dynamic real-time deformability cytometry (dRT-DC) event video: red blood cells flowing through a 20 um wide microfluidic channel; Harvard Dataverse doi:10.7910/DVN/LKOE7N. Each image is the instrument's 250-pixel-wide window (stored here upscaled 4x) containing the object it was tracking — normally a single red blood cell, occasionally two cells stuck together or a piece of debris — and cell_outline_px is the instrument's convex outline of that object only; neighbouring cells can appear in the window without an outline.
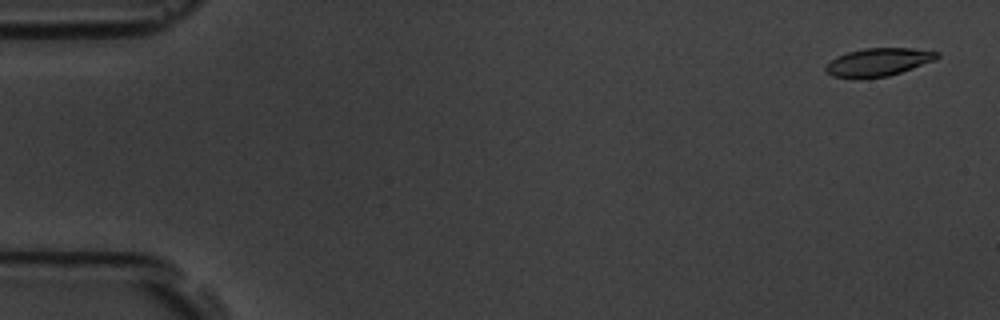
{"species": "common noctule bat (a hibernating species)", "species_latin": "Nyctalus noctula", "temperature_condition": "room temperature", "stored_images_in_passage": 5, "camera_frame_rate_fps": 3000, "um_per_image_px": 0.085, "animal": {"sex": "male", "body_mass_g": 19.5, "forearm_length_mm": 54.6}, "frame": {"image": 1, "passage_image": 1, "time_ms": 0.0, "image_size_px": [1000, 320], "cell_outline_px": [[940, 56], [936, 60], [888, 76], [860, 80], [856, 80], [832, 76], [824, 68], [836, 56], [848, 52], [864, 48], [912, 48], [940, 52]], "centroid_in_image_um": [74.65, 5.3], "position_along_channel_um": 10.3, "area_um2": 18.44}}
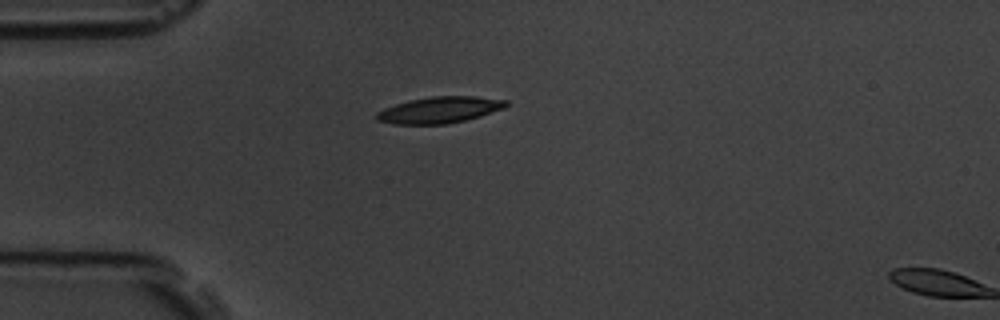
{"frame": {"image": 2, "passage_image": 4, "time_ms": 4.333, "image_size_px": [1000, 320], "cell_outline_px": [[508, 104], [504, 108], [480, 116], [448, 124], [392, 124], [376, 120], [376, 112], [384, 108], [408, 100], [432, 96], [476, 96], [508, 100]], "centroid_in_image_um": [37.35, 9.34], "position_along_channel_um": 47.6, "area_um2": 19.94}}